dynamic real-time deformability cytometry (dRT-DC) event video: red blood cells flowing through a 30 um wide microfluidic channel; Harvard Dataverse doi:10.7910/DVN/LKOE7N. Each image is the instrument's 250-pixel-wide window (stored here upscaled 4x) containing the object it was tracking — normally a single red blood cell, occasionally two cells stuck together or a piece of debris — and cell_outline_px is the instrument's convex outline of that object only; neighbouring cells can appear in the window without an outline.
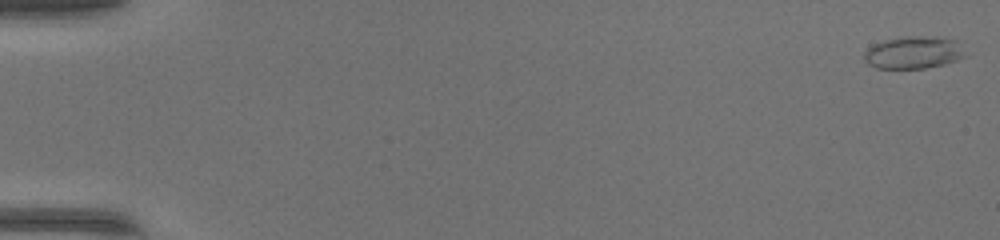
{"species": "common noctule bat (a hibernating species)", "species_latin": "Nyctalus noctula", "temperature_condition": "warm", "stored_images_in_passage": 51, "camera_frame_rate_fps": 3000, "um_per_image_px": 0.085, "animal": {"sex": "female", "body_mass_g": 17.0, "forearm_length_mm": 48.0}, "frame": {"image": 1, "passage_image": 1, "time_ms": 0.0, "image_size_px": [1000, 240], "cell_outline_px": [[968, 56], [944, 64], [924, 68], [876, 68], [868, 64], [864, 60], [864, 52], [872, 44], [884, 40], [900, 36], [936, 36], [956, 40]], "centroid_in_image_um": [77.64, 4.45], "position_along_channel_um": 7.4, "area_um2": 19.31}}
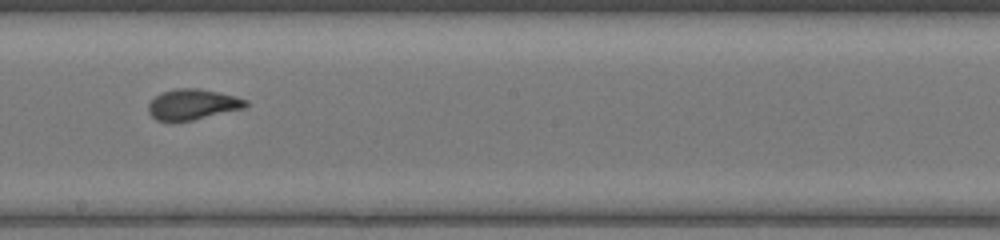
{"frame": {"image": 2, "passage_image": 30, "time_ms": 9.667, "image_size_px": [1000, 240], "cell_outline_px": [[248, 104], [244, 108], [192, 120], [172, 124], [156, 120], [148, 112], [148, 104], [156, 96], [164, 92], [176, 88], [200, 88], [236, 96], [248, 100]], "centroid_in_image_um": [16.34, 8.9], "position_along_channel_um": 231.9, "area_um2": 17.63}}
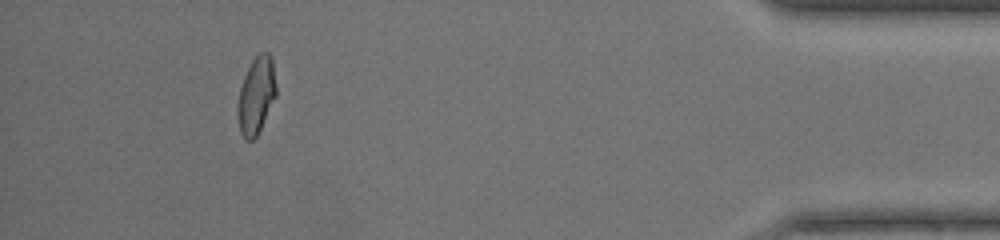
{"frame": {"image": 3, "passage_image": 47, "time_ms": 15.333, "image_size_px": [1000, 240], "cell_outline_px": [[276, 96], [256, 136], [252, 140], [244, 140], [240, 132], [236, 112], [240, 88], [244, 76], [252, 60], [260, 52], [268, 52], [272, 60], [276, 84]], "centroid_in_image_um": [21.76, 8.12], "position_along_channel_um": 413.4, "area_um2": 17.17}, "authors_computed_cell_mechanics": {"area_um2": 17.6868, "velocity_mm_per_s": 4.2089, "shape_relaxation_time_tau1_ms": 6.8803, "shape_relaxation_time_tau2_ms": null, "deformation_change_tau1": 0.2397, "deformation_change_tau2": null}}